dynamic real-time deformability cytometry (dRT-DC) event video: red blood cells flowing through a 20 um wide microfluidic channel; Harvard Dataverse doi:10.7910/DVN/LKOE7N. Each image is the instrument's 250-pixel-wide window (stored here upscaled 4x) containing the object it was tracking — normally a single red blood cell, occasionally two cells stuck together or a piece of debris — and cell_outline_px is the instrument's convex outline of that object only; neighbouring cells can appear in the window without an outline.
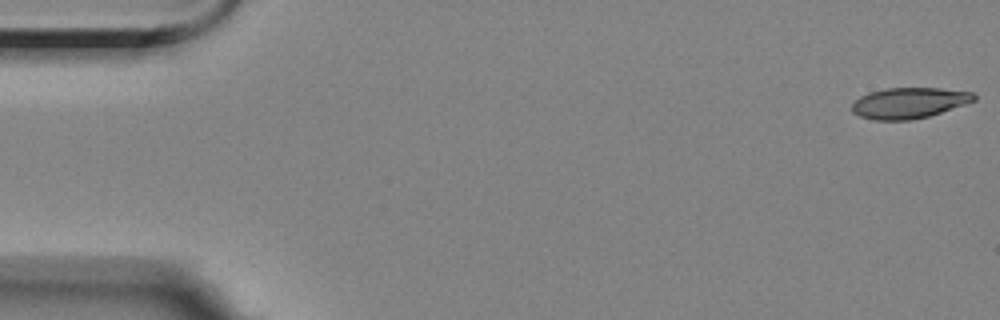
{"species": "Egyptian fruit bat (a non-hibernating species)", "species_latin": "Rousettus aegyptiacus", "temperature_condition": "room temperature", "stored_images_in_passage": 6, "camera_frame_rate_fps": 3000, "um_per_image_px": 0.085, "animal": {"sex": "female"}, "frame": {"image": 1, "passage_image": 1, "time_ms": 0.0, "image_size_px": [1000, 320], "cell_outline_px": [[976, 100], [928, 116], [912, 120], [872, 120], [860, 116], [852, 112], [852, 104], [860, 96], [868, 92], [888, 88], [940, 88], [972, 92], [976, 96]], "centroid_in_image_um": [77.24, 8.75], "position_along_channel_um": 7.8, "area_um2": 21.79}}